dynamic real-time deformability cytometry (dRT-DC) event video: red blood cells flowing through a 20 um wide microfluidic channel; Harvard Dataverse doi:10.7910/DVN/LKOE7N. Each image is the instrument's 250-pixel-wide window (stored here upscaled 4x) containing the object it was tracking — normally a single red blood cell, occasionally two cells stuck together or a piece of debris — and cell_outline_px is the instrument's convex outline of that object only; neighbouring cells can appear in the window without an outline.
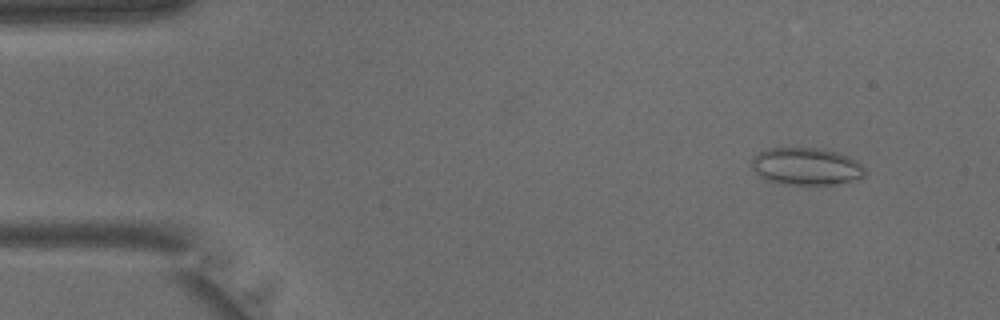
{"species": "common noctule bat (a hibernating species)", "species_latin": "Nyctalus noctula", "temperature_condition": "warm", "stored_images_in_passage": 11, "camera_frame_rate_fps": 3000, "um_per_image_px": 0.085, "animal": {"sex": "male", "body_mass_g": 15.6}, "frame": {"image": 1, "passage_image": 4, "time_ms": 1.0, "image_size_px": [1000, 320], "cell_outline_px": [[864, 176], [840, 184], [780, 184], [764, 180], [752, 168], [752, 156], [760, 152], [772, 148], [824, 148], [848, 156], [856, 160], [864, 168]], "centroid_in_image_um": [68.51, 14.14], "position_along_channel_um": 16.5, "area_um2": 24.62}}